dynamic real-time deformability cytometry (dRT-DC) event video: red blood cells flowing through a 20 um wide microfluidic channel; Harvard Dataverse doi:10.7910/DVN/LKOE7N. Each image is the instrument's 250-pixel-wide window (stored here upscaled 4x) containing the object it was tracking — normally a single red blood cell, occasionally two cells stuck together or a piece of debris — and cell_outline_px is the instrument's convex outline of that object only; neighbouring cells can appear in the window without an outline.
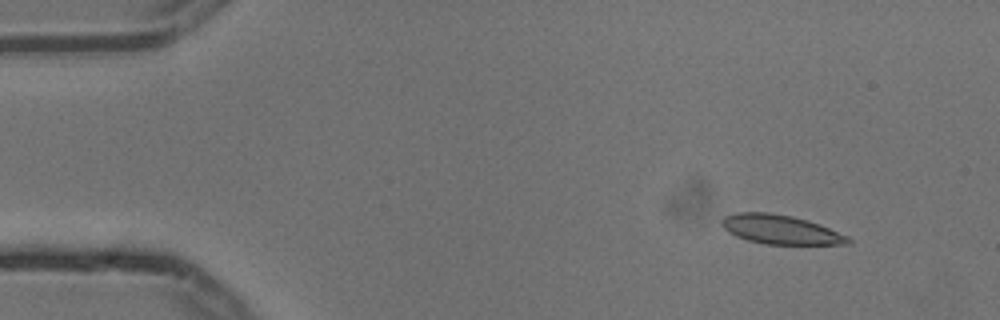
{"species": "common noctule bat (a hibernating species)", "species_latin": "Nyctalus noctula", "temperature_condition": "cold", "stored_images_in_passage": 4, "camera_frame_rate_fps": 3000, "um_per_image_px": 0.085, "animal": {"sex": "male", "body_mass_g": 13.3}, "frame": {"image": 1, "passage_image": 2, "time_ms": 0.333, "image_size_px": [1000, 320], "cell_outline_px": [[852, 244], [764, 244], [748, 240], [736, 236], [728, 232], [720, 224], [720, 220], [724, 216], [736, 212], [768, 212], [792, 216], [808, 220], [820, 224], [848, 236], [852, 240]], "centroid_in_image_um": [66.33, 19.5], "position_along_channel_um": 18.7, "area_um2": 21.62}}
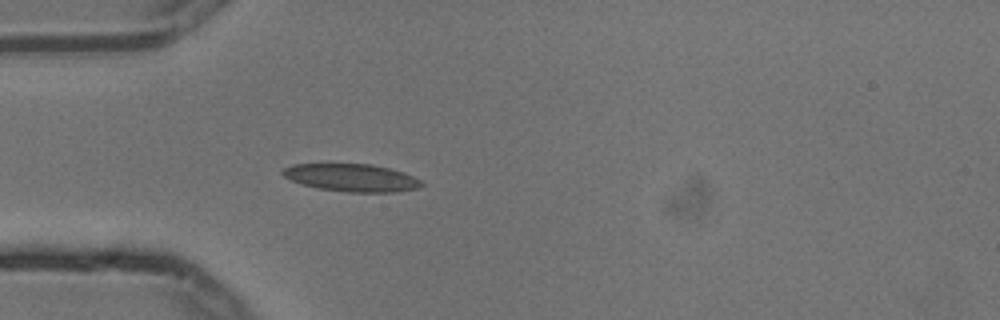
{"frame": {"image": 2, "passage_image": 4, "time_ms": 1.0, "image_size_px": [1000, 320], "cell_outline_px": [[424, 184], [420, 188], [396, 192], [344, 192], [316, 188], [300, 184], [284, 176], [280, 172], [284, 168], [292, 164], [372, 164], [388, 168], [412, 176], [420, 180]], "centroid_in_image_um": [29.86, 15.11], "position_along_channel_um": 55.1, "area_um2": 22.37}}